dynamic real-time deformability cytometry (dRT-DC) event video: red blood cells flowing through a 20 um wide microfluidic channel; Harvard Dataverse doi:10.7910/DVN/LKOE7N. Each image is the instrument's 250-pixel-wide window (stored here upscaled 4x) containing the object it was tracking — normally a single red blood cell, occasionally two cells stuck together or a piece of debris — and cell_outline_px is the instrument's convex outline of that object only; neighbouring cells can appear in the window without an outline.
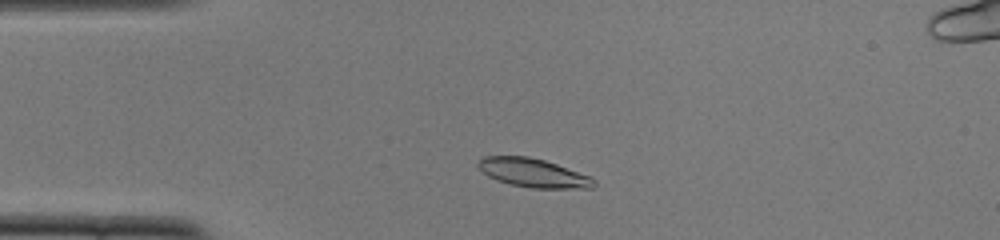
{"species": "common noctule bat (a hibernating species)", "species_latin": "Nyctalus noctula", "temperature_condition": "cold", "stored_images_in_passage": 45, "camera_frame_rate_fps": 3000, "um_per_image_px": 0.085, "animal": {"sex": "female", "body_mass_g": 22.0, "forearm_length_mm": 56.7}, "frame": {"image": 1, "passage_image": 6, "time_ms": 1.667, "image_size_px": [1000, 240], "cell_outline_px": [[596, 184], [592, 188], [532, 188], [508, 184], [496, 180], [488, 176], [476, 164], [480, 156], [528, 156], [544, 160], [592, 176], [596, 180]], "centroid_in_image_um": [45.33, 14.69], "position_along_channel_um": 39.7, "area_um2": 19.54}}
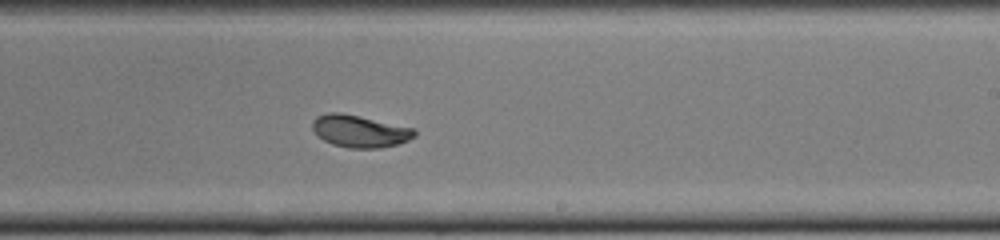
{"frame": {"image": 2, "passage_image": 25, "time_ms": 8.0, "image_size_px": [1000, 240], "cell_outline_px": [[416, 136], [408, 140], [396, 144], [380, 148], [348, 148], [332, 144], [324, 140], [312, 128], [312, 120], [316, 116], [328, 112], [340, 112], [360, 116], [416, 128]], "centroid_in_image_um": [30.59, 11.14], "position_along_channel_um": 258.4, "area_um2": 19.25}}
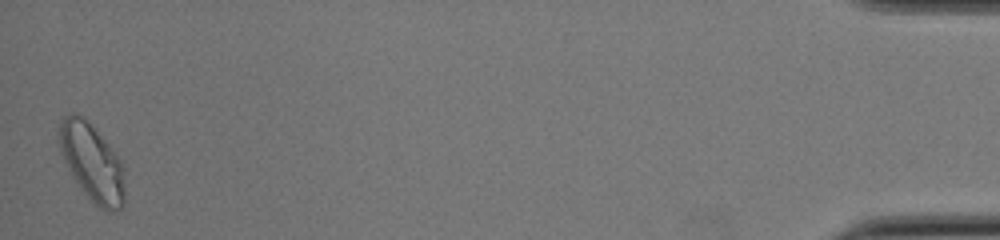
{"frame": {"image": 3, "passage_image": 45, "time_ms": 14.667, "image_size_px": [1000, 240], "cell_outline_px": [[124, 204], [116, 212], [108, 212], [100, 208], [80, 188], [72, 176], [60, 152], [56, 140], [56, 132], [60, 116], [72, 112], [80, 116], [108, 144], [120, 160], [124, 168]], "centroid_in_image_um": [7.77, 13.8], "position_along_channel_um": 427.4, "area_um2": 29.71}, "authors_computed_cell_mechanics": {"area_um2": 19.1318, "velocity_mm_per_s": 3.8736, "shape_relaxation_time_tau1_ms": 2.7667, "shape_relaxation_time_tau2_ms": 0.7028, "deformation_change_tau1": 0.1491, "deformation_change_tau2": 0.05}}